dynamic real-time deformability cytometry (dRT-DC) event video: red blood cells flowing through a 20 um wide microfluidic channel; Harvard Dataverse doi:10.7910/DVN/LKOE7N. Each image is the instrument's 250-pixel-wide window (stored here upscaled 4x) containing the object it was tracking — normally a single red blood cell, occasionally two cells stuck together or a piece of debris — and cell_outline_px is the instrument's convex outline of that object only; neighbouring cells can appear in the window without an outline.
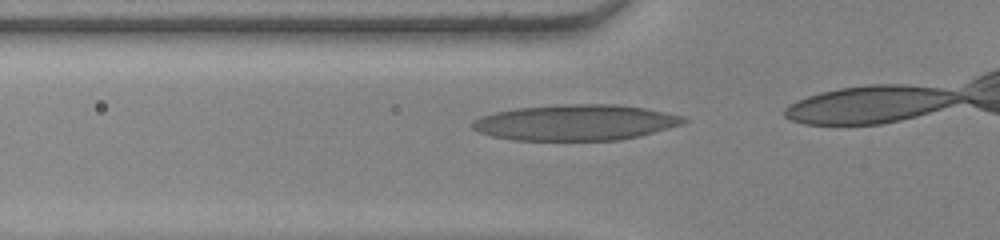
{"species": "human", "species_latin": "Homo sapiens", "temperature_condition": "warm", "stored_images_in_passage": 7, "camera_frame_rate_fps": 3000, "um_per_image_px": 0.085, "donor": {"sex": "female"}, "frame": {"image": 1, "passage_image": 2, "time_ms": 0.333, "image_size_px": [1000, 240], "cell_outline_px": [[688, 120], [680, 124], [652, 132], [620, 140], [512, 140], [492, 136], [480, 132], [472, 128], [472, 120], [480, 116], [496, 112], [516, 108], [564, 104], [616, 104], [644, 108], [684, 116]], "centroid_in_image_um": [48.87, 10.41], "position_along_channel_um": 76.9, "area_um2": 43.75}}
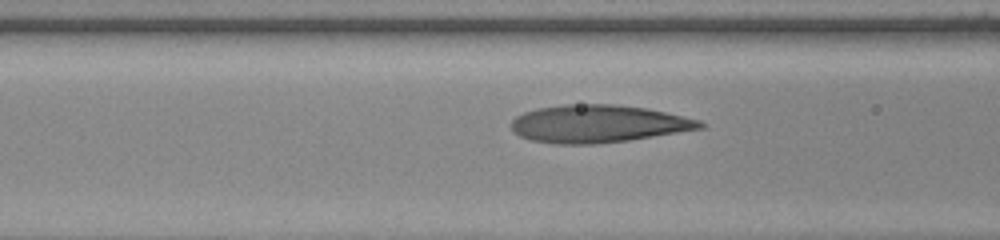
{"frame": {"image": 2, "passage_image": 5, "time_ms": 1.333, "image_size_px": [1000, 240], "cell_outline_px": [[704, 128], [632, 140], [596, 144], [556, 144], [532, 140], [520, 136], [512, 132], [512, 120], [516, 116], [524, 112], [536, 108], [564, 104], [612, 104], [644, 108], [664, 112], [700, 120], [704, 124]], "centroid_in_image_um": [50.82, 10.53], "position_along_channel_um": 115.8, "area_um2": 41.44}}